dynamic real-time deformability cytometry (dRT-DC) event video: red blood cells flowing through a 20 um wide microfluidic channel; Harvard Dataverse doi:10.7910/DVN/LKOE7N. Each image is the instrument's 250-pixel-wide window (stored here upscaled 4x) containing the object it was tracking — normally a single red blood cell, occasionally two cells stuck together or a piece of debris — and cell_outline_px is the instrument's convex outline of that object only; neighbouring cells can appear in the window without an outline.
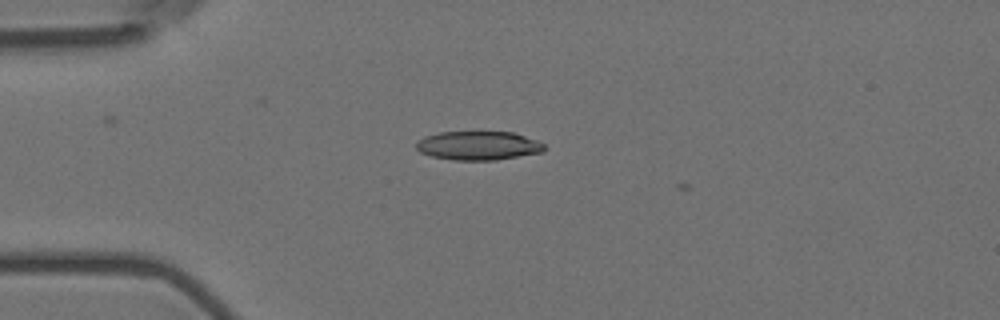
{"species": "Egyptian fruit bat (a non-hibernating species)", "species_latin": "Rousettus aegyptiacus", "temperature_condition": "room temperature", "stored_images_in_passage": 3, "camera_frame_rate_fps": 3000, "um_per_image_px": 0.085, "animal": {"sex": "female"}, "frame": {"image": 1, "passage_image": 1, "time_ms": 0.0, "image_size_px": [1000, 320], "cell_outline_px": [[544, 152], [496, 160], [452, 160], [432, 156], [420, 152], [416, 148], [416, 140], [424, 136], [440, 132], [512, 132], [536, 140], [544, 144]], "centroid_in_image_um": [40.63, 12.38], "position_along_channel_um": 44.4, "area_um2": 21.56}}